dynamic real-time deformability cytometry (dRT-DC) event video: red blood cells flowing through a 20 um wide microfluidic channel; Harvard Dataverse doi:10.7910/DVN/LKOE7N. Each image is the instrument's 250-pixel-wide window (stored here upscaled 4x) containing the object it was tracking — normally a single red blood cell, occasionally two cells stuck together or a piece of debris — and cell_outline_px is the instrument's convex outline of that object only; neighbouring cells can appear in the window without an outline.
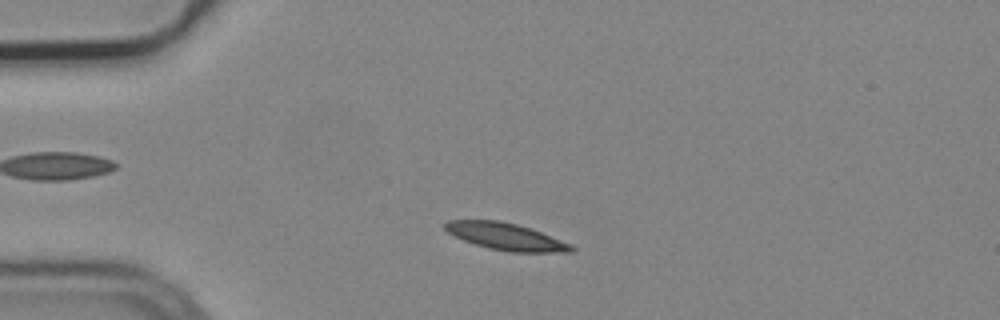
{"species": "common noctule bat (a hibernating species)", "species_latin": "Nyctalus noctula", "temperature_condition": "cold", "stored_images_in_passage": 3, "camera_frame_rate_fps": 3000, "um_per_image_px": 0.085, "animal": {"sex": "male", "body_mass_g": 19.2, "forearm_length_mm": 51.8}, "frame": {"image": 1, "passage_image": 2, "time_ms": 0.333, "image_size_px": [1000, 320], "cell_outline_px": [[576, 252], [512, 252], [488, 248], [464, 240], [448, 232], [444, 228], [444, 224], [448, 220], [500, 220], [532, 228], [572, 244], [576, 248]], "centroid_in_image_um": [43.06, 20.1], "position_along_channel_um": 41.9, "area_um2": 19.94}}